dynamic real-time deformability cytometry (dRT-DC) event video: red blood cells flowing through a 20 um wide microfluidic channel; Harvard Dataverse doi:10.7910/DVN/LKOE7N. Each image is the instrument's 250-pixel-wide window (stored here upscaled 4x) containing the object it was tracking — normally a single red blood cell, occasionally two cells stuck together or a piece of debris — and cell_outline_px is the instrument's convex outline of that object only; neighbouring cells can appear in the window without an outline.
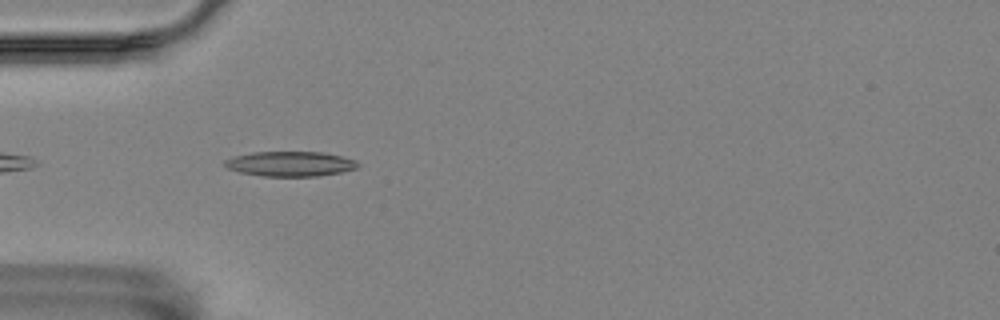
{"species": "Egyptian fruit bat (a non-hibernating species)", "species_latin": "Rousettus aegyptiacus", "temperature_condition": "room temperature", "stored_images_in_passage": 3, "camera_frame_rate_fps": 3000, "um_per_image_px": 0.085, "animal": {"sex": "female"}, "frame": {"image": 1, "passage_image": 2, "time_ms": 0.333, "image_size_px": [1000, 320], "cell_outline_px": [[360, 164], [356, 168], [340, 172], [320, 176], [264, 176], [240, 172], [228, 168], [224, 164], [224, 160], [236, 156], [252, 152], [324, 152], [356, 160]], "centroid_in_image_um": [24.69, 13.92], "position_along_channel_um": 60.3, "area_um2": 19.19}}